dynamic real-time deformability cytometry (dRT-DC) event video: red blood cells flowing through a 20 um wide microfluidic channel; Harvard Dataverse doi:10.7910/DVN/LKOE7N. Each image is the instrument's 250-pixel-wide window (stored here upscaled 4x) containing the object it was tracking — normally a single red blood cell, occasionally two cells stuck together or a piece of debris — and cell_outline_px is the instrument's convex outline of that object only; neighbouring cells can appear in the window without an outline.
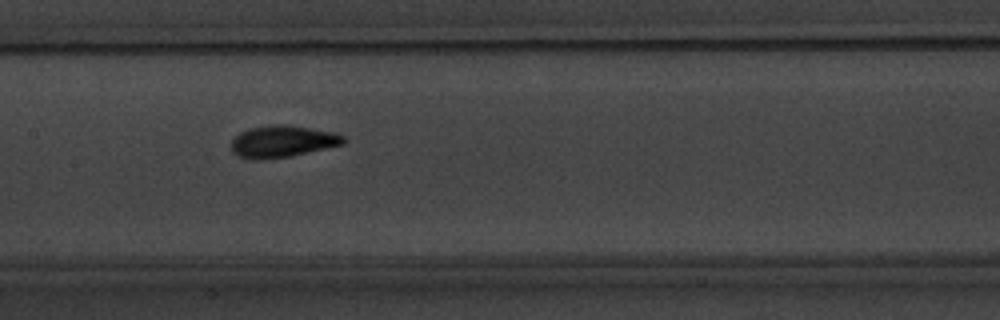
{"species": "common noctule bat (a hibernating species)", "species_latin": "Nyctalus noctula", "temperature_condition": "warm", "stored_images_in_passage": 11, "camera_frame_rate_fps": 3000, "um_per_image_px": 0.085, "animal": {"sex": "male", "body_mass_g": 20.1, "forearm_length_mm": 53.5}, "frame": {"image": 1, "passage_image": 8, "time_ms": 8.333, "image_size_px": [1000, 320], "cell_outline_px": [[348, 140], [344, 144], [292, 156], [264, 160], [248, 160], [236, 156], [232, 152], [232, 140], [240, 132], [248, 128], [276, 124], [280, 124], [336, 132], [344, 136]], "centroid_in_image_um": [24.0, 12.04], "position_along_channel_um": 183.4, "area_um2": 21.1}}
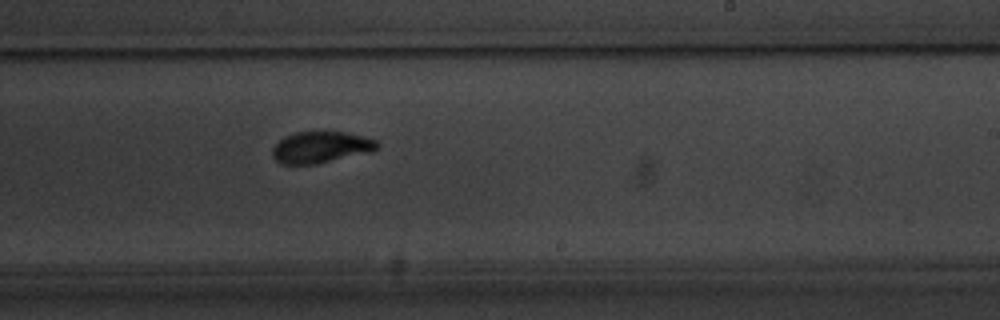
{"frame": {"image": 2, "passage_image": 10, "time_ms": 10.667, "image_size_px": [1000, 320], "cell_outline_px": [[380, 144], [376, 148], [368, 152], [316, 164], [280, 164], [272, 156], [272, 148], [284, 136], [296, 132], [348, 132], [364, 136], [376, 140]], "centroid_in_image_um": [27.24, 12.51], "position_along_channel_um": 261.8, "area_um2": 19.07}}